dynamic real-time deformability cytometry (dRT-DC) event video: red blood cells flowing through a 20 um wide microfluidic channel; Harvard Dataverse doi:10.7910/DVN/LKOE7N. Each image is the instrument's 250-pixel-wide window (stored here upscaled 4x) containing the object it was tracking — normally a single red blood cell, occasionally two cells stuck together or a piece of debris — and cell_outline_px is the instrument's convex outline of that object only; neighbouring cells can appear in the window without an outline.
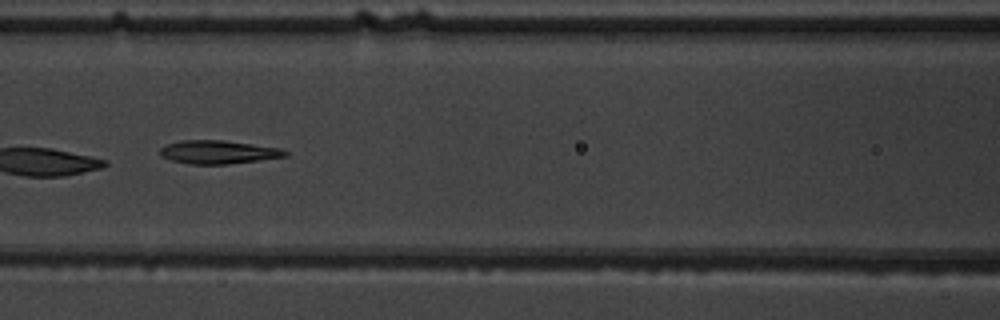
{"species": "common noctule bat (a hibernating species)", "species_latin": "Nyctalus noctula", "temperature_condition": "warm", "stored_images_in_passage": 10, "camera_frame_rate_fps": 3000, "um_per_image_px": 0.085, "animal": {"sex": "male", "body_mass_g": 19.5, "forearm_length_mm": 54.6}, "frame": {"image": 1, "passage_image": 6, "time_ms": 6.667, "image_size_px": [1000, 320], "cell_outline_px": [[288, 156], [228, 164], [192, 164], [172, 160], [160, 156], [160, 148], [168, 144], [180, 140], [224, 140], [280, 148], [288, 152]], "centroid_in_image_um": [18.55, 12.92], "position_along_channel_um": 148.1, "area_um2": 16.94}}
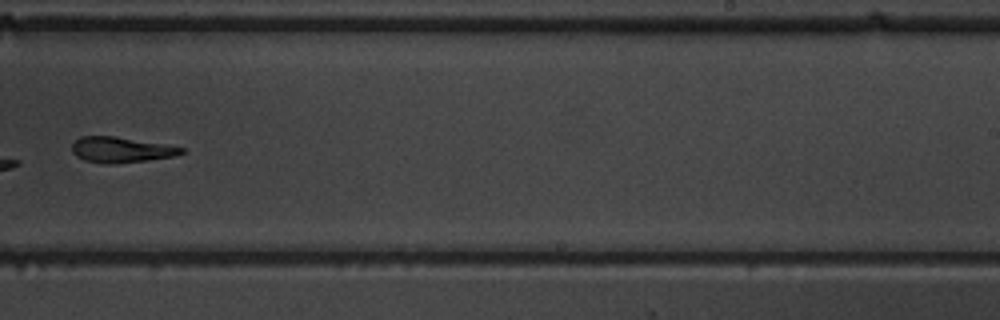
{"frame": {"image": 2, "passage_image": 9, "time_ms": 10.0, "image_size_px": [1000, 320], "cell_outline_px": [[184, 152], [176, 156], [148, 160], [112, 164], [104, 164], [84, 160], [76, 156], [72, 152], [72, 144], [80, 136], [112, 136], [168, 144], [184, 148]], "centroid_in_image_um": [10.3, 12.73], "position_along_channel_um": 278.7, "area_um2": 16.42}}
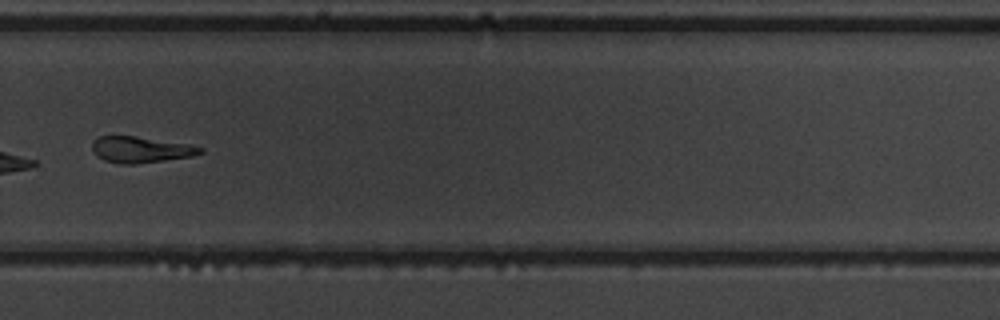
{"frame": {"image": 3, "passage_image": 10, "time_ms": 11.0, "image_size_px": [1000, 320], "cell_outline_px": [[204, 152], [192, 156], [136, 164], [120, 164], [104, 160], [96, 156], [92, 148], [92, 140], [100, 136], [136, 136], [188, 144], [204, 148]], "centroid_in_image_um": [11.94, 12.72], "position_along_channel_um": 317.9, "area_um2": 16.47}}